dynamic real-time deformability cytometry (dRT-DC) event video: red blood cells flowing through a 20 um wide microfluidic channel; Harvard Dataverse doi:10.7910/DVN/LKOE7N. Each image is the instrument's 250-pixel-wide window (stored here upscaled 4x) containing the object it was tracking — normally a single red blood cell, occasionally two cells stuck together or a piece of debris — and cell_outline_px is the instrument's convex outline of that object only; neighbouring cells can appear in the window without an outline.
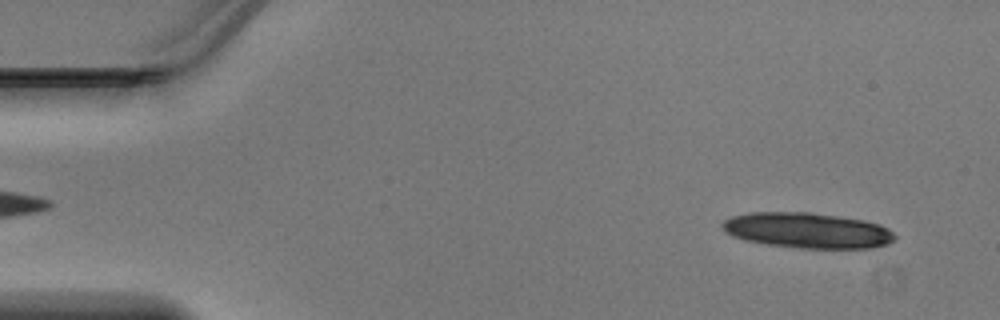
{"species": "Egyptian fruit bat (a non-hibernating species)", "species_latin": "Rousettus aegyptiacus", "temperature_condition": "warm", "stored_images_in_passage": 27, "camera_frame_rate_fps": 3000, "um_per_image_px": 0.085, "animal": {"sex": "male"}, "frame": {"image": 1, "passage_image": 3, "time_ms": 0.667, "image_size_px": [1000, 320], "cell_outline_px": [[896, 236], [888, 244], [872, 248], [800, 248], [768, 244], [744, 240], [732, 236], [724, 232], [720, 224], [724, 220], [732, 216], [748, 212], [808, 212], [864, 220], [880, 224], [888, 228]], "centroid_in_image_um": [68.59, 19.58], "position_along_channel_um": 16.4, "area_um2": 35.72}}
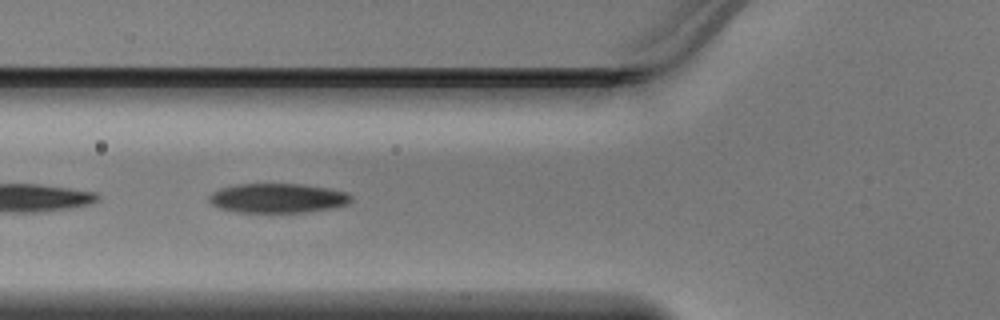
{"frame": {"image": 2, "passage_image": 17, "time_ms": 5.333, "image_size_px": [1000, 320], "cell_outline_px": [[352, 200], [348, 204], [332, 208], [304, 212], [236, 212], [220, 208], [212, 204], [208, 200], [208, 196], [212, 192], [220, 188], [236, 184], [300, 184], [328, 188], [348, 192], [352, 196]], "centroid_in_image_um": [23.6, 16.84], "position_along_channel_um": 102.2, "area_um2": 24.45}}